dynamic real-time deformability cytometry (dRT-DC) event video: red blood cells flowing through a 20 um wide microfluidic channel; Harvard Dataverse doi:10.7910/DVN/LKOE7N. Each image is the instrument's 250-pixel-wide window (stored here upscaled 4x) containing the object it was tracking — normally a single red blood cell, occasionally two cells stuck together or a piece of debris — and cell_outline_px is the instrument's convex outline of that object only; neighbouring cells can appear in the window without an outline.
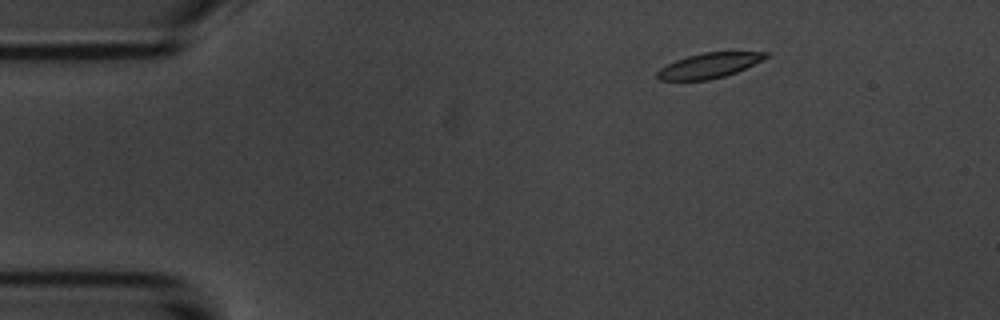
{"species": "common noctule bat (a hibernating species)", "species_latin": "Nyctalus noctula", "temperature_condition": "room temperature", "stored_images_in_passage": 4, "camera_frame_rate_fps": 3000, "um_per_image_px": 0.085, "animal": {"sex": "male", "body_mass_g": 20.1, "forearm_length_mm": 53.5}, "frame": {"image": 1, "passage_image": 2, "time_ms": 1.0, "image_size_px": [1000, 320], "cell_outline_px": [[772, 52], [768, 56], [736, 72], [724, 76], [708, 80], [660, 80], [656, 76], [656, 72], [660, 68], [676, 60], [688, 56], [704, 52]], "centroid_in_image_um": [60.24, 5.57], "position_along_channel_um": 24.8, "area_um2": 15.55}}